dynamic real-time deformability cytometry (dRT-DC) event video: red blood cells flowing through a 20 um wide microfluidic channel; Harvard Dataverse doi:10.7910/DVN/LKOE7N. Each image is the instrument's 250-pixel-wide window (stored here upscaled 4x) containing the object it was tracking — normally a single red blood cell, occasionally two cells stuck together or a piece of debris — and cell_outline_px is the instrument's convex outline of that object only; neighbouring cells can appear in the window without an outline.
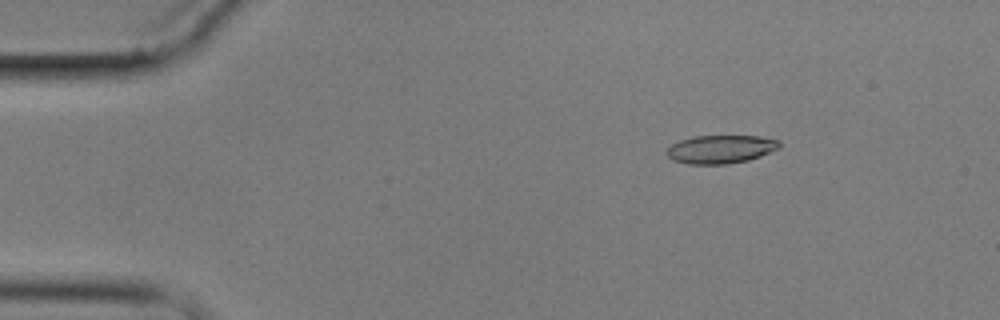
{"species": "common noctule bat (a hibernating species)", "species_latin": "Nyctalus noctula", "temperature_condition": "cold", "stored_images_in_passage": 5, "camera_frame_rate_fps": 3000, "um_per_image_px": 0.085, "animal": {"sex": "male", "body_mass_g": 17.9}, "frame": {"image": 1, "passage_image": 3, "time_ms": 2.333, "image_size_px": [1000, 320], "cell_outline_px": [[780, 148], [760, 156], [748, 160], [728, 164], [688, 164], [672, 160], [664, 152], [672, 144], [680, 140], [696, 136], [760, 136], [780, 140]], "centroid_in_image_um": [61.26, 12.68], "position_along_channel_um": 23.7, "area_um2": 18.67}}